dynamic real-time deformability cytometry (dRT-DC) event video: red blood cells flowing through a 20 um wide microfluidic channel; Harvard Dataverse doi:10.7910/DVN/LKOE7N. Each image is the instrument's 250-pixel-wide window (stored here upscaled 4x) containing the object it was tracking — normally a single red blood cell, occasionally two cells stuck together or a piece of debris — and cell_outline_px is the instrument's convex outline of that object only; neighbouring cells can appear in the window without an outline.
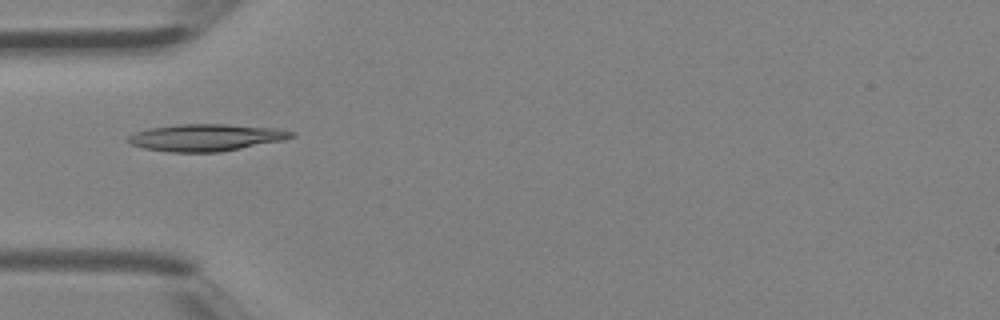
{"species": "Egyptian fruit bat (a non-hibernating species)", "species_latin": "Rousettus aegyptiacus", "temperature_condition": "room temperature", "stored_images_in_passage": 2, "camera_frame_rate_fps": 3000, "um_per_image_px": 0.085, "animal": {"sex": "female"}, "frame": {"image": 1, "passage_image": 2, "time_ms": 0.333, "image_size_px": [1000, 320], "cell_outline_px": [[296, 136], [284, 140], [220, 152], [168, 152], [144, 148], [128, 144], [124, 140], [128, 136], [136, 132], [148, 128], [180, 124], [224, 124], [276, 128], [296, 132]], "centroid_in_image_um": [17.48, 11.69], "position_along_channel_um": 67.5, "area_um2": 25.89}}